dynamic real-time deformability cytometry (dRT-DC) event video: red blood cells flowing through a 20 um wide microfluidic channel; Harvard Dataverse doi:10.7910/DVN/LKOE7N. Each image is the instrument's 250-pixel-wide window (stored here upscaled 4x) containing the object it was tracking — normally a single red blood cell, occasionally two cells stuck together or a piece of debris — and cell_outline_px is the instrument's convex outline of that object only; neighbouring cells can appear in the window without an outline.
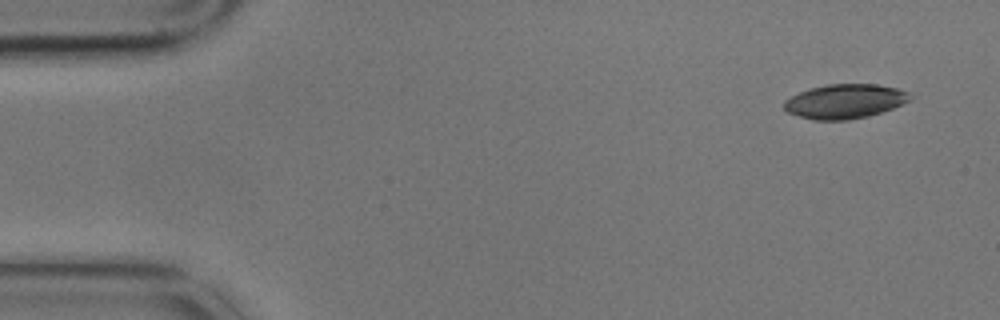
{"species": "common noctule bat (a hibernating species)", "species_latin": "Nyctalus noctula", "temperature_condition": "cold", "stored_images_in_passage": 4, "camera_frame_rate_fps": 3000, "um_per_image_px": 0.085, "animal": {"sex": "male", "body_mass_g": 17.9}, "frame": {"image": 1, "passage_image": 1, "time_ms": 0.0, "image_size_px": [1000, 320], "cell_outline_px": [[916, 96], [912, 100], [892, 108], [868, 116], [848, 120], [812, 120], [788, 112], [784, 108], [784, 100], [808, 88], [828, 84], [876, 84], [896, 88], [912, 92]], "centroid_in_image_um": [71.87, 8.6], "position_along_channel_um": 13.1, "area_um2": 25.43}}